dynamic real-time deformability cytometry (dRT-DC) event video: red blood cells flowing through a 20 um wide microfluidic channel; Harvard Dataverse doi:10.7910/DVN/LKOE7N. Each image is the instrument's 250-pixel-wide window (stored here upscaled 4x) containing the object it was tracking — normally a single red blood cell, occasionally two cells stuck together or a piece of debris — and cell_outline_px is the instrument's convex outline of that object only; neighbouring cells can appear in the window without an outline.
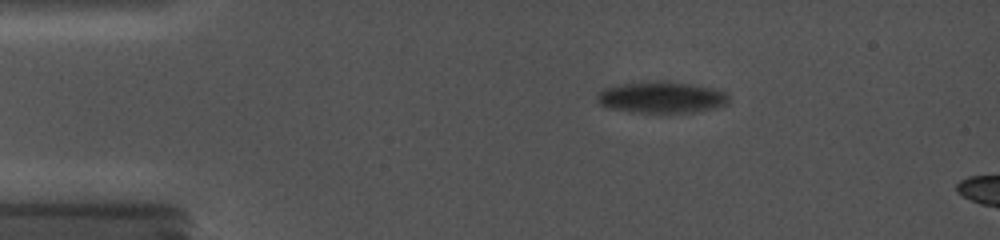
{"species": "common noctule bat (a hibernating species)", "species_latin": "Nyctalus noctula", "temperature_condition": "cold", "stored_images_in_passage": 81, "camera_frame_rate_fps": 5000, "um_per_image_px": 0.085, "animal": {"sex": "female", "body_mass_g": 19.0, "forearm_length_mm": 56.7}, "frame": {"image": 1, "passage_image": 12, "time_ms": 3.2, "image_size_px": [1000, 240], "cell_outline_px": [[728, 104], [716, 108], [692, 112], [632, 112], [608, 108], [600, 104], [596, 100], [596, 92], [604, 88], [624, 84], [656, 80], [660, 80], [692, 84], [716, 88], [728, 92]], "centroid_in_image_um": [56.24, 8.26], "position_along_channel_um": 28.8, "area_um2": 24.39}}
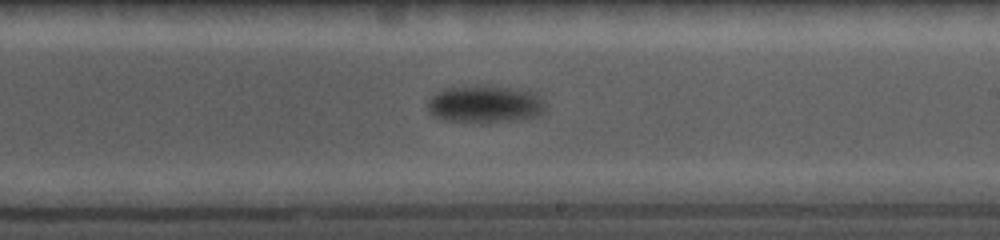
{"frame": {"image": 2, "passage_image": 47, "time_ms": 11.0, "image_size_px": [1000, 240], "cell_outline_px": [[544, 108], [536, 116], [512, 120], [484, 124], [444, 120], [432, 116], [428, 112], [428, 100], [436, 92], [444, 88], [464, 84], [476, 84], [504, 88], [528, 92], [536, 96], [544, 104]], "centroid_in_image_um": [41.06, 8.86], "position_along_channel_um": 247.9, "area_um2": 25.72}}
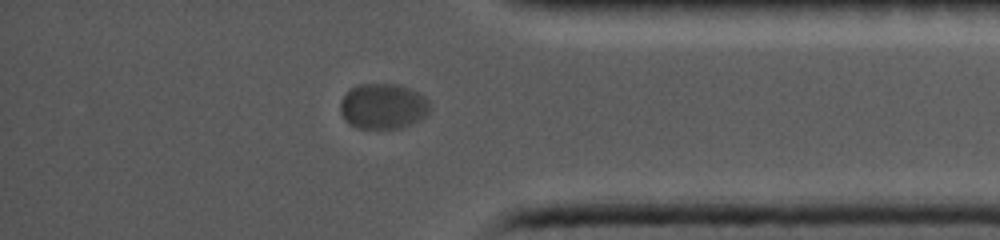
{"frame": {"image": 3, "passage_image": 73, "time_ms": 15.4, "image_size_px": [1000, 240], "cell_outline_px": [[432, 108], [420, 120], [404, 128], [356, 128], [344, 120], [340, 112], [340, 104], [344, 96], [352, 88], [360, 84], [396, 84], [408, 88], [424, 96], [428, 100]], "centroid_in_image_um": [32.57, 9.05], "position_along_channel_um": 402.6, "area_um2": 23.76}}